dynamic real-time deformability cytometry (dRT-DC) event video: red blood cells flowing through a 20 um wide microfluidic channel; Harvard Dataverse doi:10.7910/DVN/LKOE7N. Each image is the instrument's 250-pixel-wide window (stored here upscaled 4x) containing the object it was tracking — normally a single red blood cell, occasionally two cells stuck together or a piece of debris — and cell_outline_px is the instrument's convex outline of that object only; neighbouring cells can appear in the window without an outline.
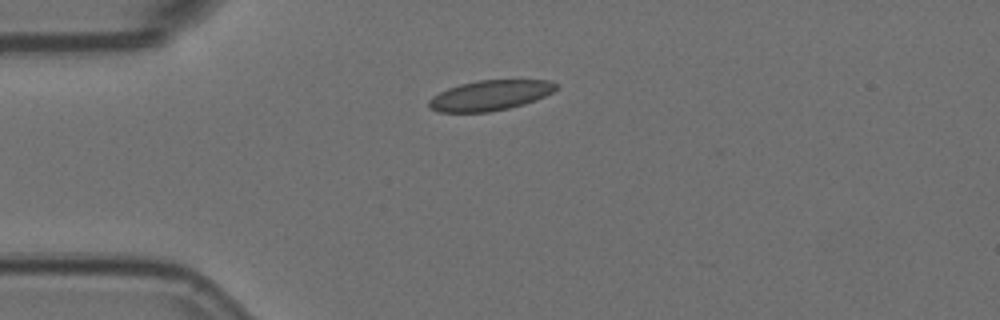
{"species": "Egyptian fruit bat (a non-hibernating species)", "species_latin": "Rousettus aegyptiacus", "temperature_condition": "room temperature", "stored_images_in_passage": 2, "camera_frame_rate_fps": 3000, "um_per_image_px": 0.085, "animal": {"sex": "female"}, "frame": {"image": 1, "passage_image": 1, "time_ms": 0.0, "image_size_px": [1000, 320], "cell_outline_px": [[556, 88], [552, 92], [536, 100], [524, 104], [508, 108], [488, 112], [440, 112], [428, 108], [428, 100], [432, 96], [448, 88], [460, 84], [480, 80], [552, 80], [556, 84]], "centroid_in_image_um": [41.63, 8.11], "position_along_channel_um": 43.4, "area_um2": 22.31}}